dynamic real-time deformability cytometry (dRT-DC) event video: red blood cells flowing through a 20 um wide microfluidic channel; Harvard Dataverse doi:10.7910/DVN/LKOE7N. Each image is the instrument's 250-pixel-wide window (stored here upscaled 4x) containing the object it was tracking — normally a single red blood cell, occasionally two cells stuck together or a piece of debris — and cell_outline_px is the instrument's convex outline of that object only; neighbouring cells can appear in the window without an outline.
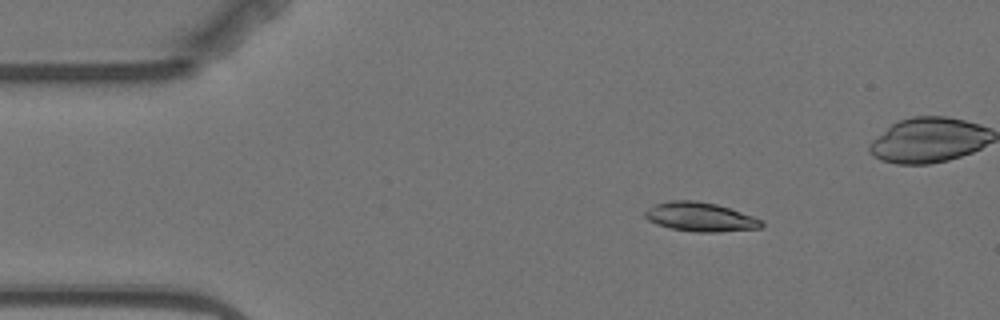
{"species": "Egyptian fruit bat (a non-hibernating species)", "species_latin": "Rousettus aegyptiacus", "temperature_condition": "warm", "stored_images_in_passage": 4, "segment_of_instrument_passage": [1, 2], "camera_frame_rate_fps": 3000, "um_per_image_px": 0.085, "animal": {"sex": "female"}, "frame": {"image": 1, "passage_image": 1, "time_ms": 0.0, "image_size_px": [1000, 320], "cell_outline_px": [[764, 224], [760, 228], [716, 232], [696, 232], [672, 228], [656, 224], [648, 220], [644, 216], [644, 212], [656, 204], [672, 200], [696, 200], [716, 204], [764, 220]], "centroid_in_image_um": [59.53, 18.44], "position_along_channel_um": 25.5, "area_um2": 19.54}}